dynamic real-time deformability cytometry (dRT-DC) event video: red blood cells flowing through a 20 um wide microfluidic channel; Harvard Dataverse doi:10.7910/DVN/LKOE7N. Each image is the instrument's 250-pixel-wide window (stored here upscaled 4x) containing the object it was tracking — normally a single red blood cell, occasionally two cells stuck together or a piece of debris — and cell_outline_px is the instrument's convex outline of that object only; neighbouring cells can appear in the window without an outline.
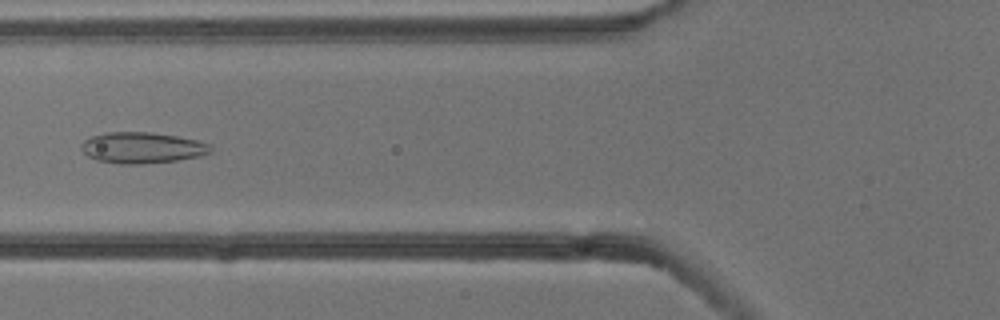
{"species": "common noctule bat (a hibernating species)", "species_latin": "Nyctalus noctula", "temperature_condition": "cold", "stored_images_in_passage": 6, "camera_frame_rate_fps": 3000, "um_per_image_px": 0.085, "animal": {"sex": "male", "body_mass_g": 13.3}, "frame": {"image": 1, "passage_image": 6, "time_ms": 1.667, "image_size_px": [1000, 320], "cell_outline_px": [[212, 152], [200, 156], [176, 160], [140, 164], [120, 164], [96, 160], [88, 156], [80, 148], [80, 144], [84, 140], [92, 136], [104, 132], [148, 132], [176, 136], [196, 140], [208, 144], [212, 148]], "centroid_in_image_um": [12.04, 12.56], "position_along_channel_um": 113.8, "area_um2": 23.35}}